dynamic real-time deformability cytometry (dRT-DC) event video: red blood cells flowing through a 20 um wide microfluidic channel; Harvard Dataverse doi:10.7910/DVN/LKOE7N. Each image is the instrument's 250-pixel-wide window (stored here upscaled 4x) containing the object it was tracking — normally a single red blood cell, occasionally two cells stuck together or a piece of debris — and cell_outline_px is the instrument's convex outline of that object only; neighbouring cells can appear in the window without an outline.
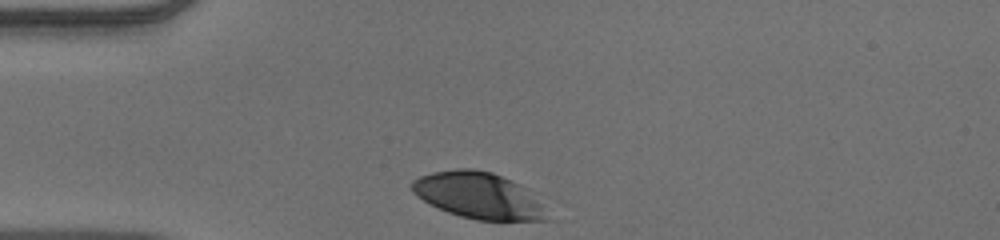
{"species": "human", "species_latin": "Homo sapiens", "temperature_condition": "warm", "stored_images_in_passage": 30, "camera_frame_rate_fps": 3000, "um_per_image_px": 0.085, "donor": {"sex": "male"}, "frame": {"image": 1, "passage_image": 1, "time_ms": 0.0, "image_size_px": [1000, 240], "cell_outline_px": [[548, 220], [476, 220], [460, 216], [448, 212], [416, 196], [412, 192], [408, 184], [412, 180], [420, 176], [432, 172], [456, 168], [472, 168], [492, 172], [512, 180], [520, 184], [540, 204]], "centroid_in_image_um": [40.58, 16.59], "position_along_channel_um": 44.4, "area_um2": 36.07}}
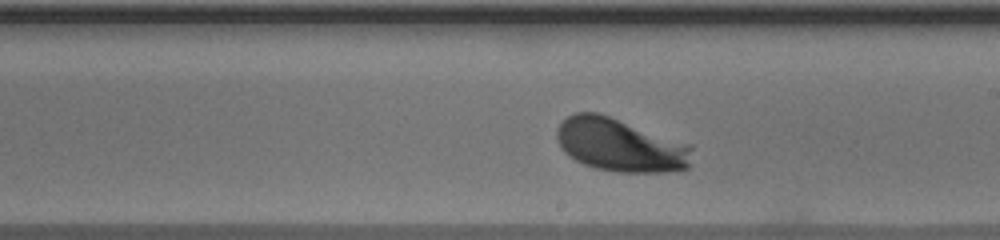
{"frame": {"image": 2, "passage_image": 18, "time_ms": 5.667, "image_size_px": [1000, 240], "cell_outline_px": [[692, 148], [688, 168], [668, 172], [616, 172], [596, 168], [584, 164], [568, 156], [560, 148], [556, 140], [556, 132], [560, 124], [568, 116], [576, 112], [596, 112], [692, 144]], "centroid_in_image_um": [52.71, 12.34], "position_along_channel_um": 236.3, "area_um2": 41.96}}
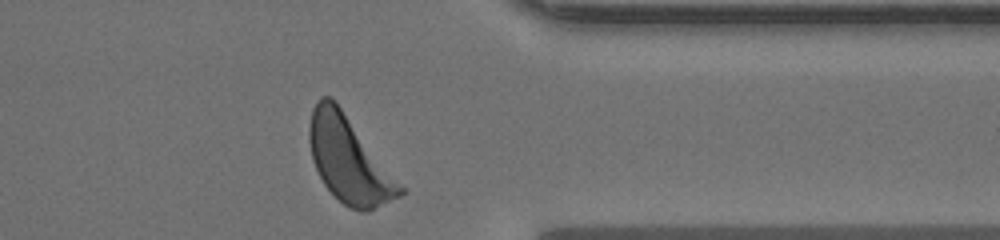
{"frame": {"image": 3, "passage_image": 30, "time_ms": 9.667, "image_size_px": [1000, 240], "cell_outline_px": [[404, 192], [400, 196], [364, 212], [360, 212], [344, 204], [324, 184], [312, 160], [308, 140], [308, 132], [312, 108], [320, 96], [328, 96], [340, 108], [404, 188]], "centroid_in_image_um": [29.61, 13.59], "position_along_channel_um": 381.8, "area_um2": 43.93}, "authors_computed_cell_mechanics": {"area_um2": 40.2577, "velocity_mm_per_s": 3.8443, "shape_relaxation_time_tau1_ms": 1.3542, "shape_relaxation_time_tau2_ms": null, "deformation_change_tau1": 0.1325, "deformation_change_tau2": null}}